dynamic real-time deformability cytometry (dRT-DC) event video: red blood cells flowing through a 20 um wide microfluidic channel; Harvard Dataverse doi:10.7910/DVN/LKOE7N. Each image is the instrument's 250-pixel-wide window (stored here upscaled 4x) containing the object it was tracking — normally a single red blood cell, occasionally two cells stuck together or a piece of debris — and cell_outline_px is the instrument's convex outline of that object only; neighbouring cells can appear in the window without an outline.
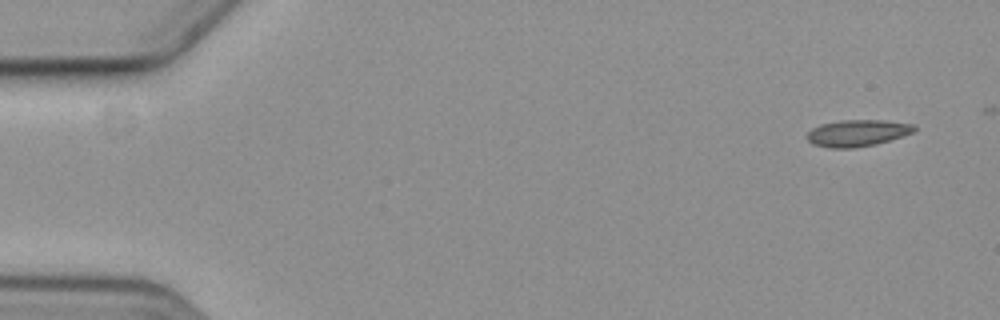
{"species": "common noctule bat (a hibernating species)", "species_latin": "Nyctalus noctula", "temperature_condition": "cold", "stored_images_in_passage": 5, "camera_frame_rate_fps": 3000, "um_per_image_px": 0.085, "animal": {"sex": "female", "body_mass_g": 19.3, "forearm_length_mm": 54.1}, "frame": {"image": 1, "passage_image": 1, "time_ms": 0.0, "image_size_px": [1000, 320], "cell_outline_px": [[916, 128], [912, 132], [876, 144], [856, 148], [828, 148], [812, 144], [804, 136], [812, 128], [820, 124], [840, 120], [880, 120], [916, 124]], "centroid_in_image_um": [72.82, 11.31], "position_along_channel_um": 12.2, "area_um2": 16.7}}
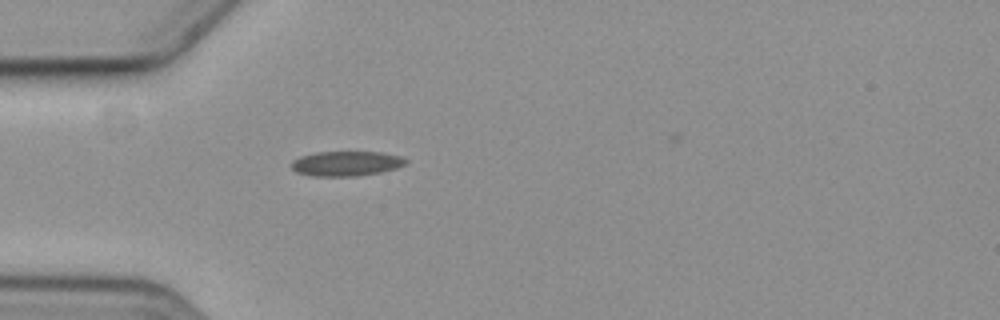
{"frame": {"image": 2, "passage_image": 5, "time_ms": 4.667, "image_size_px": [1000, 320], "cell_outline_px": [[408, 160], [404, 164], [396, 168], [380, 172], [356, 176], [312, 176], [296, 172], [292, 168], [292, 160], [300, 156], [316, 152], [380, 152], [400, 156]], "centroid_in_image_um": [29.4, 13.9], "position_along_channel_um": 55.6, "area_um2": 16.47}}